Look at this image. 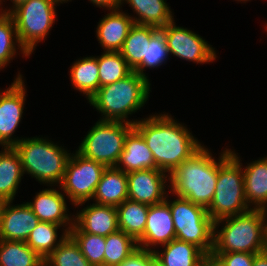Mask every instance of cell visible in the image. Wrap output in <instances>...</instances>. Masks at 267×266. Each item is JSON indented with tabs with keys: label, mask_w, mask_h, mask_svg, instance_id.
<instances>
[{
	"label": "cell",
	"mask_w": 267,
	"mask_h": 266,
	"mask_svg": "<svg viewBox=\"0 0 267 266\" xmlns=\"http://www.w3.org/2000/svg\"><path fill=\"white\" fill-rule=\"evenodd\" d=\"M175 121L171 115L159 114L136 120L133 125L152 152L157 168L168 175L202 147L187 127Z\"/></svg>",
	"instance_id": "6da1fadb"
},
{
	"label": "cell",
	"mask_w": 267,
	"mask_h": 266,
	"mask_svg": "<svg viewBox=\"0 0 267 266\" xmlns=\"http://www.w3.org/2000/svg\"><path fill=\"white\" fill-rule=\"evenodd\" d=\"M219 171V160L215 161L205 146L186 159L170 175V193L192 203L208 208L213 199ZM172 189V190H171Z\"/></svg>",
	"instance_id": "7a4b0ae2"
},
{
	"label": "cell",
	"mask_w": 267,
	"mask_h": 266,
	"mask_svg": "<svg viewBox=\"0 0 267 266\" xmlns=\"http://www.w3.org/2000/svg\"><path fill=\"white\" fill-rule=\"evenodd\" d=\"M149 91V79L132 71L125 78L100 87L89 99V103L104 115L100 120L122 121L134 125L136 121L128 120V115L144 106Z\"/></svg>",
	"instance_id": "3957f363"
},
{
	"label": "cell",
	"mask_w": 267,
	"mask_h": 266,
	"mask_svg": "<svg viewBox=\"0 0 267 266\" xmlns=\"http://www.w3.org/2000/svg\"><path fill=\"white\" fill-rule=\"evenodd\" d=\"M266 217V210L251 208L245 213L215 221L212 253L263 252ZM224 221L225 225L218 231L217 226Z\"/></svg>",
	"instance_id": "277c9868"
},
{
	"label": "cell",
	"mask_w": 267,
	"mask_h": 266,
	"mask_svg": "<svg viewBox=\"0 0 267 266\" xmlns=\"http://www.w3.org/2000/svg\"><path fill=\"white\" fill-rule=\"evenodd\" d=\"M219 158L216 188L210 206L207 208L214 222L251 209L244 193V174L239 157L231 149H226Z\"/></svg>",
	"instance_id": "5b68a950"
},
{
	"label": "cell",
	"mask_w": 267,
	"mask_h": 266,
	"mask_svg": "<svg viewBox=\"0 0 267 266\" xmlns=\"http://www.w3.org/2000/svg\"><path fill=\"white\" fill-rule=\"evenodd\" d=\"M14 148L20 155L23 174L28 173L43 184L61 183L71 154L62 146L33 137L21 138Z\"/></svg>",
	"instance_id": "8992f818"
},
{
	"label": "cell",
	"mask_w": 267,
	"mask_h": 266,
	"mask_svg": "<svg viewBox=\"0 0 267 266\" xmlns=\"http://www.w3.org/2000/svg\"><path fill=\"white\" fill-rule=\"evenodd\" d=\"M173 218L176 239L192 243L199 247L208 257L213 250L214 221L207 209L191 201L176 197L167 200Z\"/></svg>",
	"instance_id": "52a82bcc"
},
{
	"label": "cell",
	"mask_w": 267,
	"mask_h": 266,
	"mask_svg": "<svg viewBox=\"0 0 267 266\" xmlns=\"http://www.w3.org/2000/svg\"><path fill=\"white\" fill-rule=\"evenodd\" d=\"M59 0H28L13 8L12 16L21 47L30 55L37 43L45 39L55 22Z\"/></svg>",
	"instance_id": "ba28073f"
},
{
	"label": "cell",
	"mask_w": 267,
	"mask_h": 266,
	"mask_svg": "<svg viewBox=\"0 0 267 266\" xmlns=\"http://www.w3.org/2000/svg\"><path fill=\"white\" fill-rule=\"evenodd\" d=\"M132 128L133 124L127 122L98 120L84 137L77 152L105 167H116L124 140Z\"/></svg>",
	"instance_id": "9c48e42d"
},
{
	"label": "cell",
	"mask_w": 267,
	"mask_h": 266,
	"mask_svg": "<svg viewBox=\"0 0 267 266\" xmlns=\"http://www.w3.org/2000/svg\"><path fill=\"white\" fill-rule=\"evenodd\" d=\"M106 168L103 164L85 158L76 151L67 161L59 187L74 206L82 205L93 198Z\"/></svg>",
	"instance_id": "30bf717a"
},
{
	"label": "cell",
	"mask_w": 267,
	"mask_h": 266,
	"mask_svg": "<svg viewBox=\"0 0 267 266\" xmlns=\"http://www.w3.org/2000/svg\"><path fill=\"white\" fill-rule=\"evenodd\" d=\"M174 21L160 28L169 53L197 64L216 60V53L211 45L191 30L176 26Z\"/></svg>",
	"instance_id": "8fae6325"
},
{
	"label": "cell",
	"mask_w": 267,
	"mask_h": 266,
	"mask_svg": "<svg viewBox=\"0 0 267 266\" xmlns=\"http://www.w3.org/2000/svg\"><path fill=\"white\" fill-rule=\"evenodd\" d=\"M23 83L22 76L19 73L11 86L0 92V145L2 147L14 146L21 140L12 139L11 136L22 119L26 100Z\"/></svg>",
	"instance_id": "7c38bea8"
},
{
	"label": "cell",
	"mask_w": 267,
	"mask_h": 266,
	"mask_svg": "<svg viewBox=\"0 0 267 266\" xmlns=\"http://www.w3.org/2000/svg\"><path fill=\"white\" fill-rule=\"evenodd\" d=\"M169 178L159 169H144L127 173L128 199L156 205L165 201Z\"/></svg>",
	"instance_id": "4fadbf2b"
},
{
	"label": "cell",
	"mask_w": 267,
	"mask_h": 266,
	"mask_svg": "<svg viewBox=\"0 0 267 266\" xmlns=\"http://www.w3.org/2000/svg\"><path fill=\"white\" fill-rule=\"evenodd\" d=\"M12 202L6 201L0 214V240L26 242L40 221L27 203Z\"/></svg>",
	"instance_id": "5bb4252c"
},
{
	"label": "cell",
	"mask_w": 267,
	"mask_h": 266,
	"mask_svg": "<svg viewBox=\"0 0 267 266\" xmlns=\"http://www.w3.org/2000/svg\"><path fill=\"white\" fill-rule=\"evenodd\" d=\"M174 239L176 232L169 205L165 201L149 205L144 233L137 241L138 248L151 250L150 246L164 245Z\"/></svg>",
	"instance_id": "9a60e30c"
},
{
	"label": "cell",
	"mask_w": 267,
	"mask_h": 266,
	"mask_svg": "<svg viewBox=\"0 0 267 266\" xmlns=\"http://www.w3.org/2000/svg\"><path fill=\"white\" fill-rule=\"evenodd\" d=\"M39 221L51 222L66 227L69 230L74 225V218L67 214L64 194L56 189H44L37 193L33 202H26ZM66 224V225H65ZM65 225V226H64Z\"/></svg>",
	"instance_id": "2e32d148"
},
{
	"label": "cell",
	"mask_w": 267,
	"mask_h": 266,
	"mask_svg": "<svg viewBox=\"0 0 267 266\" xmlns=\"http://www.w3.org/2000/svg\"><path fill=\"white\" fill-rule=\"evenodd\" d=\"M74 224L84 233L103 237L119 230L116 207L96 203L78 212Z\"/></svg>",
	"instance_id": "e0dca14e"
},
{
	"label": "cell",
	"mask_w": 267,
	"mask_h": 266,
	"mask_svg": "<svg viewBox=\"0 0 267 266\" xmlns=\"http://www.w3.org/2000/svg\"><path fill=\"white\" fill-rule=\"evenodd\" d=\"M133 17L120 9L110 10L97 26V39L104 51L119 52L130 29L134 26Z\"/></svg>",
	"instance_id": "ac0fdd59"
},
{
	"label": "cell",
	"mask_w": 267,
	"mask_h": 266,
	"mask_svg": "<svg viewBox=\"0 0 267 266\" xmlns=\"http://www.w3.org/2000/svg\"><path fill=\"white\" fill-rule=\"evenodd\" d=\"M116 168L126 174L144 169H158L152 152L147 147L142 135L134 127L124 140V148Z\"/></svg>",
	"instance_id": "d6986e66"
},
{
	"label": "cell",
	"mask_w": 267,
	"mask_h": 266,
	"mask_svg": "<svg viewBox=\"0 0 267 266\" xmlns=\"http://www.w3.org/2000/svg\"><path fill=\"white\" fill-rule=\"evenodd\" d=\"M161 246L163 252H153L162 266H209V257L192 243L174 239Z\"/></svg>",
	"instance_id": "ffe728a7"
},
{
	"label": "cell",
	"mask_w": 267,
	"mask_h": 266,
	"mask_svg": "<svg viewBox=\"0 0 267 266\" xmlns=\"http://www.w3.org/2000/svg\"><path fill=\"white\" fill-rule=\"evenodd\" d=\"M96 204L117 207L128 199L127 174L107 167L97 184L93 198Z\"/></svg>",
	"instance_id": "44dd1931"
},
{
	"label": "cell",
	"mask_w": 267,
	"mask_h": 266,
	"mask_svg": "<svg viewBox=\"0 0 267 266\" xmlns=\"http://www.w3.org/2000/svg\"><path fill=\"white\" fill-rule=\"evenodd\" d=\"M243 174L247 204L267 211V157L248 164Z\"/></svg>",
	"instance_id": "7402d4cb"
},
{
	"label": "cell",
	"mask_w": 267,
	"mask_h": 266,
	"mask_svg": "<svg viewBox=\"0 0 267 266\" xmlns=\"http://www.w3.org/2000/svg\"><path fill=\"white\" fill-rule=\"evenodd\" d=\"M3 149L0 151V196L6 201H13L24 175L21 158L14 146Z\"/></svg>",
	"instance_id": "603a6c76"
},
{
	"label": "cell",
	"mask_w": 267,
	"mask_h": 266,
	"mask_svg": "<svg viewBox=\"0 0 267 266\" xmlns=\"http://www.w3.org/2000/svg\"><path fill=\"white\" fill-rule=\"evenodd\" d=\"M159 28L154 26L137 25L130 29L121 50L119 51L127 61L128 66L134 71L143 60H146L147 46L151 36Z\"/></svg>",
	"instance_id": "cb8c5ba5"
},
{
	"label": "cell",
	"mask_w": 267,
	"mask_h": 266,
	"mask_svg": "<svg viewBox=\"0 0 267 266\" xmlns=\"http://www.w3.org/2000/svg\"><path fill=\"white\" fill-rule=\"evenodd\" d=\"M149 205L130 199L116 207L119 230L136 242L143 236Z\"/></svg>",
	"instance_id": "d4e9b609"
},
{
	"label": "cell",
	"mask_w": 267,
	"mask_h": 266,
	"mask_svg": "<svg viewBox=\"0 0 267 266\" xmlns=\"http://www.w3.org/2000/svg\"><path fill=\"white\" fill-rule=\"evenodd\" d=\"M137 13L134 23L137 25L162 28L174 19L170 7L164 0H123Z\"/></svg>",
	"instance_id": "484cf974"
},
{
	"label": "cell",
	"mask_w": 267,
	"mask_h": 266,
	"mask_svg": "<svg viewBox=\"0 0 267 266\" xmlns=\"http://www.w3.org/2000/svg\"><path fill=\"white\" fill-rule=\"evenodd\" d=\"M70 79L74 89L83 92L89 100L100 88L97 57H84L73 63Z\"/></svg>",
	"instance_id": "4316f807"
},
{
	"label": "cell",
	"mask_w": 267,
	"mask_h": 266,
	"mask_svg": "<svg viewBox=\"0 0 267 266\" xmlns=\"http://www.w3.org/2000/svg\"><path fill=\"white\" fill-rule=\"evenodd\" d=\"M60 227L62 226L55 223L40 221L29 235L26 244L45 260L68 236V231L64 229L63 235L57 240V229Z\"/></svg>",
	"instance_id": "83f0119b"
},
{
	"label": "cell",
	"mask_w": 267,
	"mask_h": 266,
	"mask_svg": "<svg viewBox=\"0 0 267 266\" xmlns=\"http://www.w3.org/2000/svg\"><path fill=\"white\" fill-rule=\"evenodd\" d=\"M0 266H44V260L26 242L0 240Z\"/></svg>",
	"instance_id": "f1b7e54d"
},
{
	"label": "cell",
	"mask_w": 267,
	"mask_h": 266,
	"mask_svg": "<svg viewBox=\"0 0 267 266\" xmlns=\"http://www.w3.org/2000/svg\"><path fill=\"white\" fill-rule=\"evenodd\" d=\"M104 266H117L138 249L137 242L121 230L105 237Z\"/></svg>",
	"instance_id": "f546056e"
},
{
	"label": "cell",
	"mask_w": 267,
	"mask_h": 266,
	"mask_svg": "<svg viewBox=\"0 0 267 266\" xmlns=\"http://www.w3.org/2000/svg\"><path fill=\"white\" fill-rule=\"evenodd\" d=\"M100 87L112 84L128 76L133 70L120 52L104 51L97 57Z\"/></svg>",
	"instance_id": "4dcf8cb0"
},
{
	"label": "cell",
	"mask_w": 267,
	"mask_h": 266,
	"mask_svg": "<svg viewBox=\"0 0 267 266\" xmlns=\"http://www.w3.org/2000/svg\"><path fill=\"white\" fill-rule=\"evenodd\" d=\"M68 235L92 266H104L105 237L82 232L75 224Z\"/></svg>",
	"instance_id": "1f68e13d"
},
{
	"label": "cell",
	"mask_w": 267,
	"mask_h": 266,
	"mask_svg": "<svg viewBox=\"0 0 267 266\" xmlns=\"http://www.w3.org/2000/svg\"><path fill=\"white\" fill-rule=\"evenodd\" d=\"M15 40V42H14ZM18 43V45H16ZM23 56H30L19 44L14 20L9 13H0V69L5 67L16 53V46Z\"/></svg>",
	"instance_id": "d6a6232c"
},
{
	"label": "cell",
	"mask_w": 267,
	"mask_h": 266,
	"mask_svg": "<svg viewBox=\"0 0 267 266\" xmlns=\"http://www.w3.org/2000/svg\"><path fill=\"white\" fill-rule=\"evenodd\" d=\"M44 266H92L79 246L68 235L64 241L44 260Z\"/></svg>",
	"instance_id": "836d02e7"
},
{
	"label": "cell",
	"mask_w": 267,
	"mask_h": 266,
	"mask_svg": "<svg viewBox=\"0 0 267 266\" xmlns=\"http://www.w3.org/2000/svg\"><path fill=\"white\" fill-rule=\"evenodd\" d=\"M168 55H170V53L166 45L165 36L162 30L158 29L151 36L149 46H147L146 60H143L142 63L134 71L144 77H148L143 72L145 67L155 68L162 65L163 62L166 61Z\"/></svg>",
	"instance_id": "e575fe53"
},
{
	"label": "cell",
	"mask_w": 267,
	"mask_h": 266,
	"mask_svg": "<svg viewBox=\"0 0 267 266\" xmlns=\"http://www.w3.org/2000/svg\"><path fill=\"white\" fill-rule=\"evenodd\" d=\"M254 257L248 252L211 253L209 266H252Z\"/></svg>",
	"instance_id": "d590c367"
},
{
	"label": "cell",
	"mask_w": 267,
	"mask_h": 266,
	"mask_svg": "<svg viewBox=\"0 0 267 266\" xmlns=\"http://www.w3.org/2000/svg\"><path fill=\"white\" fill-rule=\"evenodd\" d=\"M156 258L152 250L138 248L117 266H155Z\"/></svg>",
	"instance_id": "8d00e7d4"
},
{
	"label": "cell",
	"mask_w": 267,
	"mask_h": 266,
	"mask_svg": "<svg viewBox=\"0 0 267 266\" xmlns=\"http://www.w3.org/2000/svg\"><path fill=\"white\" fill-rule=\"evenodd\" d=\"M96 6L103 7L108 10L119 9L123 3V0H90Z\"/></svg>",
	"instance_id": "74e56055"
},
{
	"label": "cell",
	"mask_w": 267,
	"mask_h": 266,
	"mask_svg": "<svg viewBox=\"0 0 267 266\" xmlns=\"http://www.w3.org/2000/svg\"><path fill=\"white\" fill-rule=\"evenodd\" d=\"M252 266H267V254L264 252L255 254Z\"/></svg>",
	"instance_id": "f35d334b"
},
{
	"label": "cell",
	"mask_w": 267,
	"mask_h": 266,
	"mask_svg": "<svg viewBox=\"0 0 267 266\" xmlns=\"http://www.w3.org/2000/svg\"><path fill=\"white\" fill-rule=\"evenodd\" d=\"M1 1H2V0H0V6H1V4H3ZM10 1H12V3H13V7H11V9H9V10L5 9L4 11H3V8H2V9H0V10H1L0 12H3V13H9V12H10L13 8H15L17 5H19V4L22 3V2L28 1V0H10Z\"/></svg>",
	"instance_id": "ab89813d"
},
{
	"label": "cell",
	"mask_w": 267,
	"mask_h": 266,
	"mask_svg": "<svg viewBox=\"0 0 267 266\" xmlns=\"http://www.w3.org/2000/svg\"><path fill=\"white\" fill-rule=\"evenodd\" d=\"M263 252L265 254H267V224H266L265 230H264V248H263Z\"/></svg>",
	"instance_id": "60d3db41"
},
{
	"label": "cell",
	"mask_w": 267,
	"mask_h": 266,
	"mask_svg": "<svg viewBox=\"0 0 267 266\" xmlns=\"http://www.w3.org/2000/svg\"><path fill=\"white\" fill-rule=\"evenodd\" d=\"M5 203H6V200L2 196H0V214H1L2 210H3V207H4Z\"/></svg>",
	"instance_id": "b9f144b4"
},
{
	"label": "cell",
	"mask_w": 267,
	"mask_h": 266,
	"mask_svg": "<svg viewBox=\"0 0 267 266\" xmlns=\"http://www.w3.org/2000/svg\"><path fill=\"white\" fill-rule=\"evenodd\" d=\"M155 266H162V265L156 260Z\"/></svg>",
	"instance_id": "7bdbcfd3"
},
{
	"label": "cell",
	"mask_w": 267,
	"mask_h": 266,
	"mask_svg": "<svg viewBox=\"0 0 267 266\" xmlns=\"http://www.w3.org/2000/svg\"><path fill=\"white\" fill-rule=\"evenodd\" d=\"M59 1H61V2H64V3H65V2H67V1H69V0H59ZM70 1H71V0H70Z\"/></svg>",
	"instance_id": "ee69618b"
}]
</instances>
